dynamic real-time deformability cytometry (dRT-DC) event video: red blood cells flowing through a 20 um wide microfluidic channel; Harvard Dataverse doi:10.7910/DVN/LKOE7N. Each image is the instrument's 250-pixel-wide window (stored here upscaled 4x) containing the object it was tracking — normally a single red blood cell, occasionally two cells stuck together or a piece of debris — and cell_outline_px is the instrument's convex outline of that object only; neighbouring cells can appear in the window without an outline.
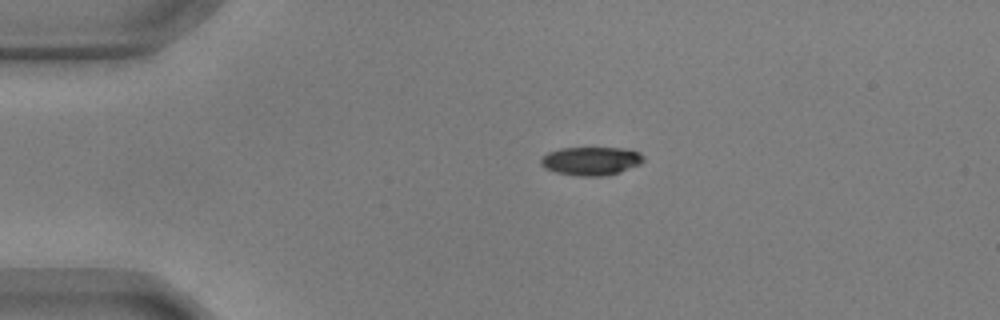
{"species": "common noctule bat (a hibernating species)", "species_latin": "Nyctalus noctula", "temperature_condition": "warm", "stored_images_in_passage": 45, "camera_frame_rate_fps": 3000, "um_per_image_px": 0.085, "animal": {"sex": "male", "body_mass_g": 17.9, "forearm_length_mm": 54.2}, "frame": {"image": 1, "passage_image": 1, "time_ms": 0.0, "image_size_px": [1000, 320], "cell_outline_px": [[644, 160], [640, 164], [620, 172], [600, 176], [580, 176], [556, 172], [544, 168], [540, 164], [540, 160], [548, 152], [560, 148], [624, 148], [640, 152], [644, 156]], "centroid_in_image_um": [50.24, 13.68], "position_along_channel_um": 34.8, "area_um2": 16.99}}
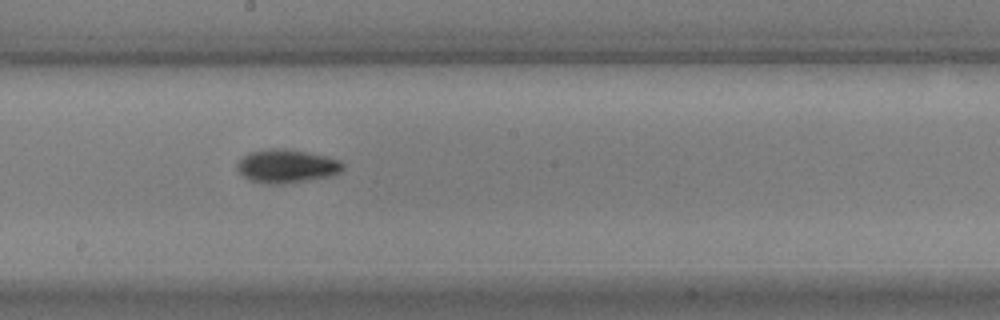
{"frame": {"image": 2, "passage_image": 20, "time_ms": 6.333, "image_size_px": [1000, 320], "cell_outline_px": [[344, 168], [336, 176], [284, 184], [264, 184], [248, 180], [236, 168], [236, 164], [248, 152], [268, 148], [284, 148], [324, 156], [340, 160], [344, 164]], "centroid_in_image_um": [24.37, 14.14], "position_along_channel_um": 223.8, "area_um2": 20.92}}
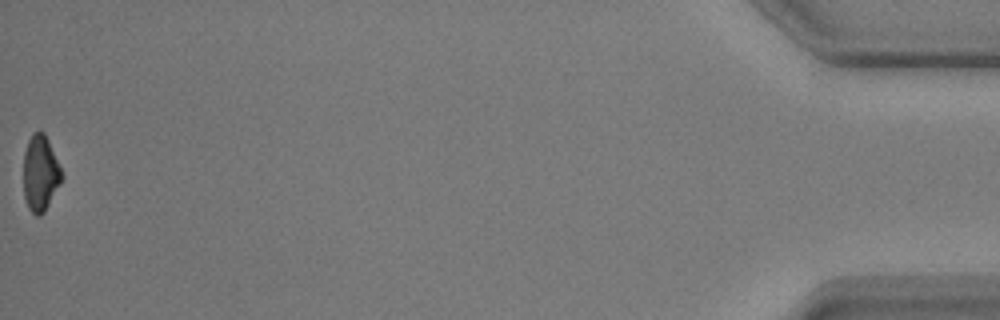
{"frame": {"image": 3, "passage_image": 45, "time_ms": 14.667, "image_size_px": [1000, 320], "cell_outline_px": [[64, 176], [60, 184], [44, 212], [40, 216], [36, 216], [28, 208], [24, 196], [24, 152], [28, 140], [32, 132], [44, 132], [48, 140]], "centroid_in_image_um": [3.43, 14.73], "position_along_channel_um": 431.8, "area_um2": 16.82}, "authors_computed_cell_mechanics": {"area_um2": 18.496, "velocity_mm_per_s": 3.6399, "shape_relaxation_time_tau1_ms": 3.2984, "shape_relaxation_time_tau2_ms": 2.9874, "deformation_change_tau1": 0.1459, "deformation_change_tau2": 0.079}}